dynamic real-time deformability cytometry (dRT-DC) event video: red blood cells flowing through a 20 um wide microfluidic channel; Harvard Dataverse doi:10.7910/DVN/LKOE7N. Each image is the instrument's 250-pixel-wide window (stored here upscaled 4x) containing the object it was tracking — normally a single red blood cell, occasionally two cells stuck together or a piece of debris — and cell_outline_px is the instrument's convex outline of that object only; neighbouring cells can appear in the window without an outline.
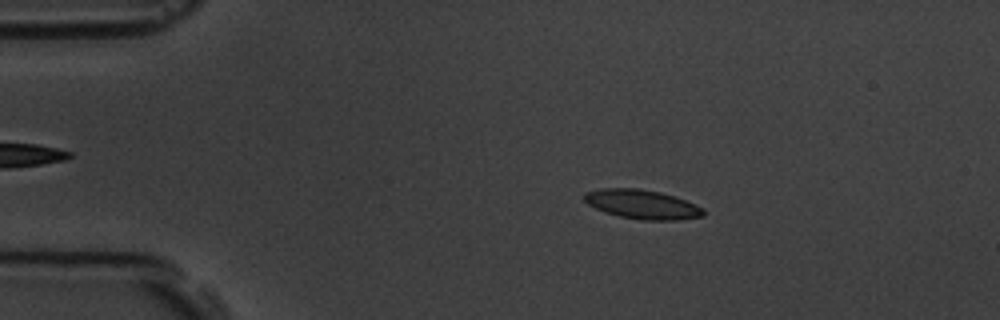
{"species": "common noctule bat (a hibernating species)", "species_latin": "Nyctalus noctula", "temperature_condition": "room temperature", "stored_images_in_passage": 56, "camera_frame_rate_fps": 3000, "um_per_image_px": 0.085, "animal": {"sex": "male", "body_mass_g": 19.5, "forearm_length_mm": 54.6}, "frame": {"image": 1, "passage_image": 10, "time_ms": 3.0, "image_size_px": [1000, 320], "cell_outline_px": [[704, 216], [680, 220], [640, 220], [620, 216], [604, 212], [588, 204], [584, 200], [584, 192], [600, 188], [636, 188], [660, 192], [684, 200], [704, 208]], "centroid_in_image_um": [54.57, 17.37], "position_along_channel_um": 30.4, "area_um2": 20.23}}
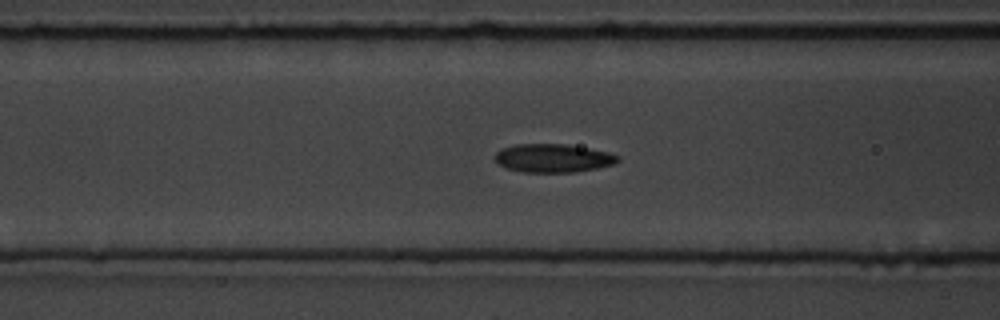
{"frame": {"image": 2, "passage_image": 22, "time_ms": 7.0, "image_size_px": [1000, 320], "cell_outline_px": [[620, 160], [612, 164], [596, 168], [576, 172], [524, 172], [508, 168], [500, 164], [496, 160], [496, 152], [504, 148], [516, 144], [568, 144], [608, 152], [620, 156]], "centroid_in_image_um": [47.05, 13.43], "position_along_channel_um": 119.6, "area_um2": 20.11}}
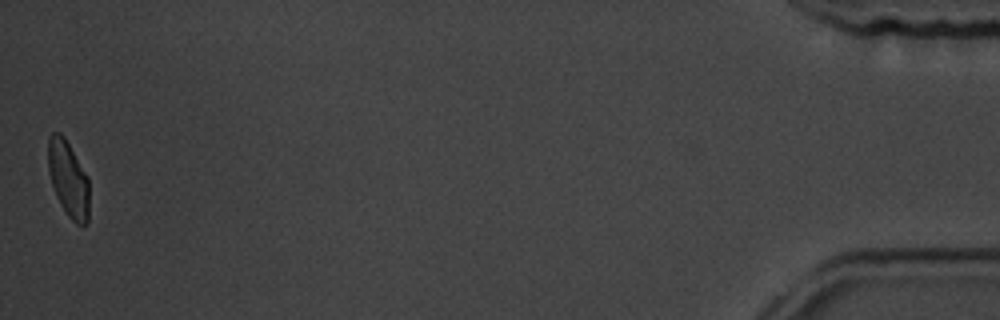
{"frame": {"image": 3, "passage_image": 56, "time_ms": 18.333, "image_size_px": [1000, 320], "cell_outline_px": [[88, 224], [76, 224], [68, 216], [60, 204], [56, 196], [52, 184], [48, 168], [48, 136], [52, 132], [60, 132], [64, 136], [88, 176]], "centroid_in_image_um": [5.8, 15.19], "position_along_channel_um": 429.4, "area_um2": 18.21}, "authors_computed_cell_mechanics": {"area_um2": 19.4497, "velocity_mm_per_s": 3.5804, "shape_relaxation_time_tau1_ms": 4.3332, "shape_relaxation_time_tau2_ms": 1.9857, "deformation_change_tau1": 0.1128, "deformation_change_tau2": 0.0604}}